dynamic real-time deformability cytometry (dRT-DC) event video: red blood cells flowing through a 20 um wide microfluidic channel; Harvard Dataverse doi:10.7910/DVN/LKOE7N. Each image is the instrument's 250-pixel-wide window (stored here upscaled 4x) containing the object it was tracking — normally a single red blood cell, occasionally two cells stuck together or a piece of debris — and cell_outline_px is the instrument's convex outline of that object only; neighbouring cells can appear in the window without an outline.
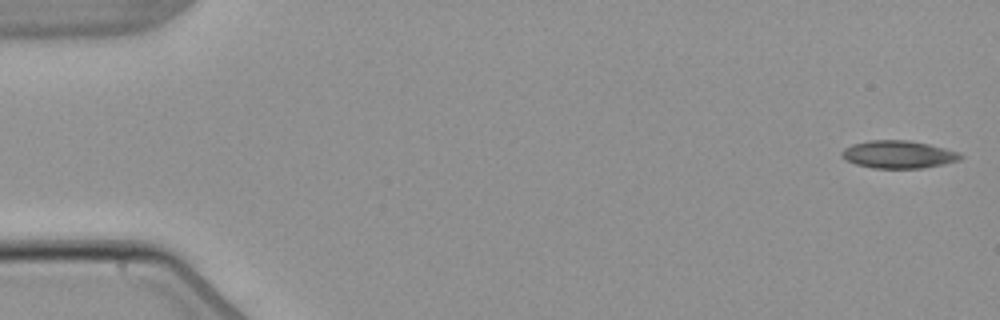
{"species": "common noctule bat (a hibernating species)", "species_latin": "Nyctalus noctula", "temperature_condition": "warm", "stored_images_in_passage": 5, "camera_frame_rate_fps": 3000, "um_per_image_px": 0.085, "animal": {"sex": "male", "body_mass_g": 21.5, "forearm_length_mm": 52.0}, "frame": {"image": 1, "passage_image": 1, "time_ms": 0.0, "image_size_px": [1000, 320], "cell_outline_px": [[964, 156], [960, 160], [944, 164], [920, 168], [872, 168], [856, 164], [844, 160], [840, 156], [840, 152], [844, 148], [852, 144], [868, 140], [908, 140], [928, 144], [960, 152]], "centroid_in_image_um": [76.33, 13.12], "position_along_channel_um": 8.7, "area_um2": 19.31}}
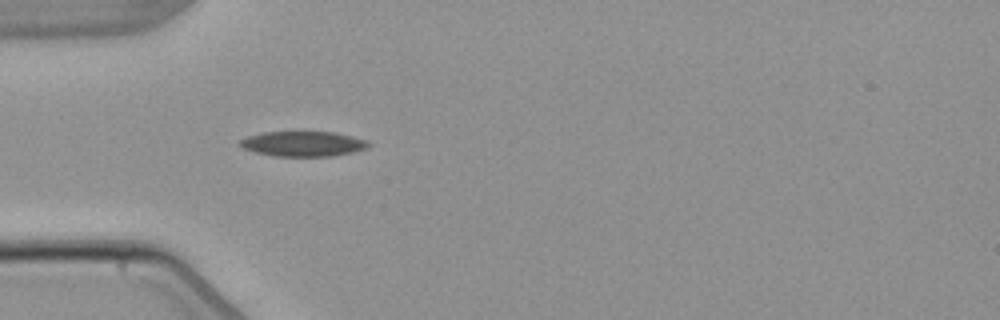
{"frame": {"image": 2, "passage_image": 5, "time_ms": 5.0, "image_size_px": [1000, 320], "cell_outline_px": [[372, 144], [368, 148], [352, 152], [332, 156], [276, 156], [256, 152], [244, 148], [236, 144], [240, 140], [248, 136], [264, 132], [332, 132], [352, 136], [368, 140]], "centroid_in_image_um": [25.79, 12.22], "position_along_channel_um": 59.2, "area_um2": 18.79}}